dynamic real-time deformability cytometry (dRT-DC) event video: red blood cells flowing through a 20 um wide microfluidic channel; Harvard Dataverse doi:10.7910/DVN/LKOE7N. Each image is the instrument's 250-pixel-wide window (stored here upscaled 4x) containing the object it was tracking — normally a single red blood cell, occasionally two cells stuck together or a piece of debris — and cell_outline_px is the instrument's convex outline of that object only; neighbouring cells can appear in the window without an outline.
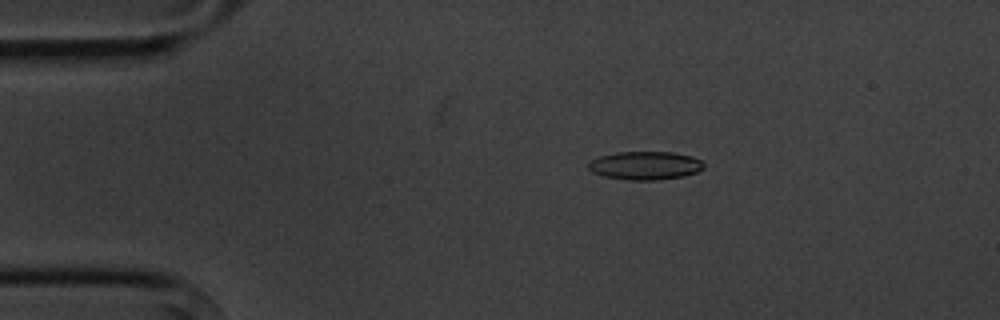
{"species": "common noctule bat (a hibernating species)", "species_latin": "Nyctalus noctula", "temperature_condition": "cold", "stored_images_in_passage": 7, "camera_frame_rate_fps": 3000, "um_per_image_px": 0.085, "animal": {"sex": "male", "body_mass_g": 20.1, "forearm_length_mm": 53.5}, "frame": {"image": 1, "passage_image": 3, "time_ms": 2.333, "image_size_px": [1000, 320], "cell_outline_px": [[704, 168], [696, 172], [684, 176], [656, 180], [628, 180], [604, 176], [592, 172], [588, 168], [588, 164], [592, 160], [600, 156], [616, 152], [672, 152], [692, 156], [700, 160], [704, 164]], "centroid_in_image_um": [54.84, 14.07], "position_along_channel_um": 30.2, "area_um2": 19.02}}
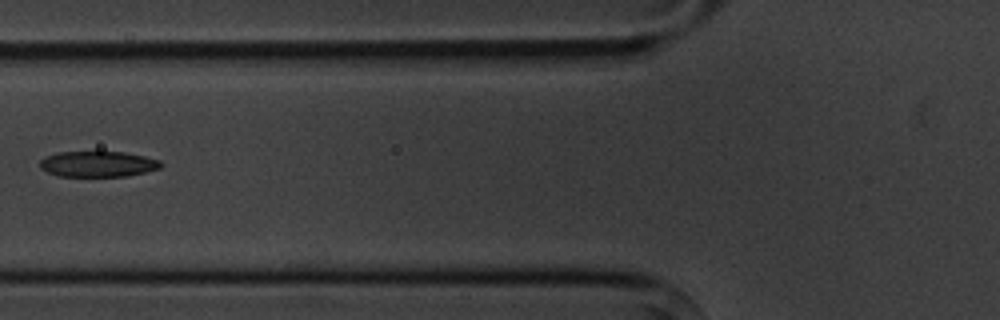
{"frame": {"image": 2, "passage_image": 6, "time_ms": 6.0, "image_size_px": [1000, 320], "cell_outline_px": [[164, 164], [160, 168], [128, 176], [56, 176], [40, 168], [40, 160], [44, 156], [56, 152], [124, 152], [144, 156], [160, 160]], "centroid_in_image_um": [8.31, 13.94], "position_along_channel_um": 117.5, "area_um2": 18.21}}
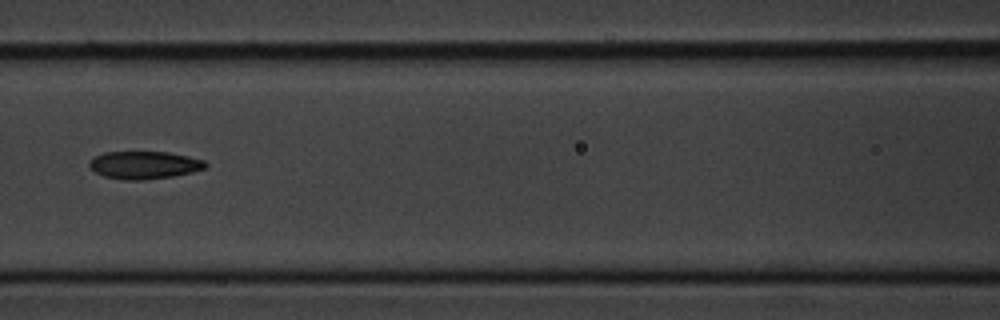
{"frame": {"image": 3, "passage_image": 7, "time_ms": 7.0, "image_size_px": [1000, 320], "cell_outline_px": [[208, 164], [204, 168], [192, 172], [172, 176], [144, 180], [124, 180], [104, 176], [96, 172], [88, 164], [96, 156], [104, 152], [168, 152], [188, 156], [204, 160]], "centroid_in_image_um": [12.28, 14.03], "position_along_channel_um": 154.3, "area_um2": 18.55}}